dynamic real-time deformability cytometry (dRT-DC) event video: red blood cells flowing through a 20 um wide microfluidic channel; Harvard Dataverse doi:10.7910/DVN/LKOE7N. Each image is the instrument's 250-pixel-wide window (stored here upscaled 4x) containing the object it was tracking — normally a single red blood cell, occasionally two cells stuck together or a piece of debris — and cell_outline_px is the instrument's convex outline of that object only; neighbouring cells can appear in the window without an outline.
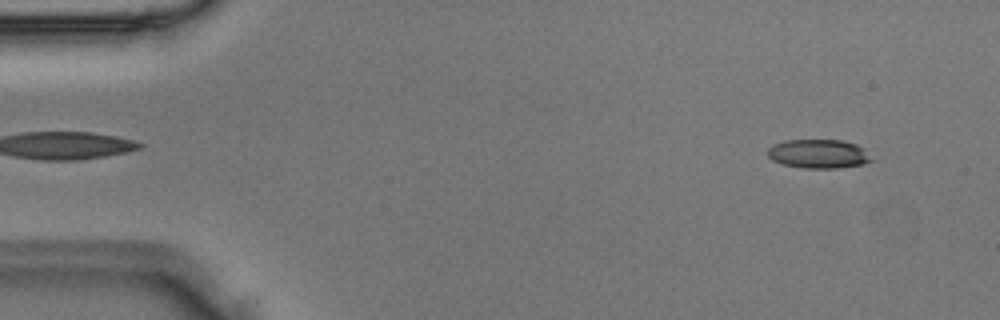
{"species": "Egyptian fruit bat (a non-hibernating species)", "species_latin": "Rousettus aegyptiacus", "temperature_condition": "room temperature", "stored_images_in_passage": 48, "camera_frame_rate_fps": 3000, "um_per_image_px": 0.085, "animal": {"sex": "male"}, "frame": {"image": 1, "passage_image": 4, "time_ms": 1.0, "image_size_px": [1000, 320], "cell_outline_px": [[876, 160], [864, 164], [836, 168], [804, 168], [784, 164], [772, 160], [768, 156], [768, 148], [772, 144], [784, 140], [844, 140], [856, 144], [864, 148]], "centroid_in_image_um": [69.62, 13.07], "position_along_channel_um": 15.4, "area_um2": 17.74}}
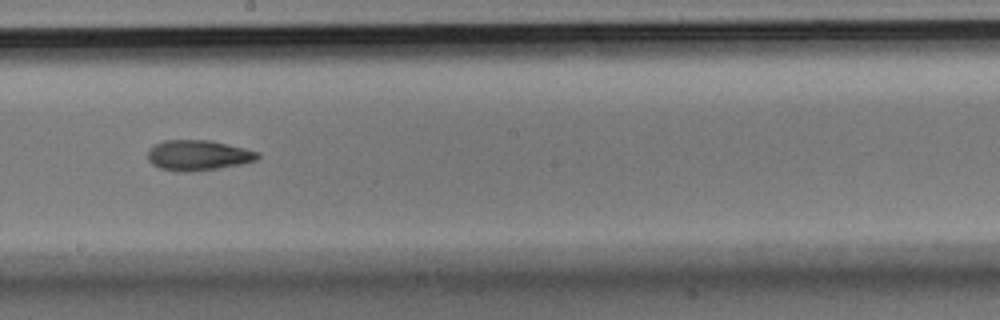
{"frame": {"image": 2, "passage_image": 27, "time_ms": 8.667, "image_size_px": [1000, 320], "cell_outline_px": [[260, 156], [256, 160], [244, 164], [188, 172], [180, 172], [160, 168], [152, 164], [148, 160], [148, 148], [164, 140], [208, 140], [244, 148], [260, 152]], "centroid_in_image_um": [16.84, 13.2], "position_along_channel_um": 231.4, "area_um2": 19.42}}
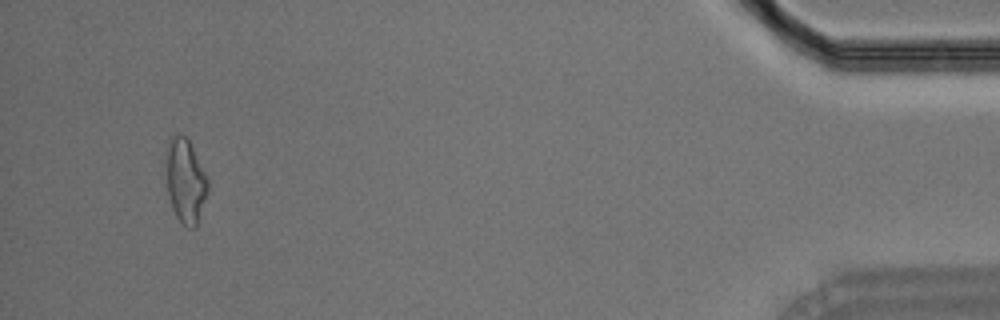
{"frame": {"image": 3, "passage_image": 46, "time_ms": 15.0, "image_size_px": [1000, 320], "cell_outline_px": [[208, 192], [196, 228], [188, 228], [176, 216], [172, 208], [168, 196], [168, 140], [176, 132], [188, 136], [208, 176]], "centroid_in_image_um": [15.81, 15.34], "position_along_channel_um": 419.4, "area_um2": 20.58}}